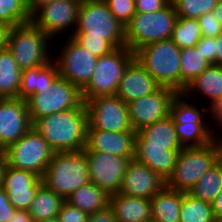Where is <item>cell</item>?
Here are the masks:
<instances>
[{"instance_id":"42","label":"cell","mask_w":222,"mask_h":222,"mask_svg":"<svg viewBox=\"0 0 222 222\" xmlns=\"http://www.w3.org/2000/svg\"><path fill=\"white\" fill-rule=\"evenodd\" d=\"M202 36L216 38L222 32V25L213 12L205 13L198 18Z\"/></svg>"},{"instance_id":"53","label":"cell","mask_w":222,"mask_h":222,"mask_svg":"<svg viewBox=\"0 0 222 222\" xmlns=\"http://www.w3.org/2000/svg\"><path fill=\"white\" fill-rule=\"evenodd\" d=\"M213 13L217 21L222 25V0H218L216 7L213 9Z\"/></svg>"},{"instance_id":"6","label":"cell","mask_w":222,"mask_h":222,"mask_svg":"<svg viewBox=\"0 0 222 222\" xmlns=\"http://www.w3.org/2000/svg\"><path fill=\"white\" fill-rule=\"evenodd\" d=\"M41 178L46 187L66 199L71 193L90 182L84 150L54 153Z\"/></svg>"},{"instance_id":"50","label":"cell","mask_w":222,"mask_h":222,"mask_svg":"<svg viewBox=\"0 0 222 222\" xmlns=\"http://www.w3.org/2000/svg\"><path fill=\"white\" fill-rule=\"evenodd\" d=\"M217 56L214 65L222 67V32L216 37Z\"/></svg>"},{"instance_id":"26","label":"cell","mask_w":222,"mask_h":222,"mask_svg":"<svg viewBox=\"0 0 222 222\" xmlns=\"http://www.w3.org/2000/svg\"><path fill=\"white\" fill-rule=\"evenodd\" d=\"M110 196L90 181L71 193L65 200L90 215L108 207Z\"/></svg>"},{"instance_id":"33","label":"cell","mask_w":222,"mask_h":222,"mask_svg":"<svg viewBox=\"0 0 222 222\" xmlns=\"http://www.w3.org/2000/svg\"><path fill=\"white\" fill-rule=\"evenodd\" d=\"M202 37L198 19L177 17L171 40L180 48L194 47Z\"/></svg>"},{"instance_id":"10","label":"cell","mask_w":222,"mask_h":222,"mask_svg":"<svg viewBox=\"0 0 222 222\" xmlns=\"http://www.w3.org/2000/svg\"><path fill=\"white\" fill-rule=\"evenodd\" d=\"M63 38L54 42L53 61L59 75L81 90L92 77L98 57L89 53L73 37Z\"/></svg>"},{"instance_id":"54","label":"cell","mask_w":222,"mask_h":222,"mask_svg":"<svg viewBox=\"0 0 222 222\" xmlns=\"http://www.w3.org/2000/svg\"><path fill=\"white\" fill-rule=\"evenodd\" d=\"M216 144H217V163L222 168V139L216 140Z\"/></svg>"},{"instance_id":"22","label":"cell","mask_w":222,"mask_h":222,"mask_svg":"<svg viewBox=\"0 0 222 222\" xmlns=\"http://www.w3.org/2000/svg\"><path fill=\"white\" fill-rule=\"evenodd\" d=\"M182 93L193 101H198L199 96L200 99L207 100L203 101L206 106H210L222 98V67L212 64L187 85Z\"/></svg>"},{"instance_id":"9","label":"cell","mask_w":222,"mask_h":222,"mask_svg":"<svg viewBox=\"0 0 222 222\" xmlns=\"http://www.w3.org/2000/svg\"><path fill=\"white\" fill-rule=\"evenodd\" d=\"M216 163V140L203 147L183 148L178 152L174 171L166 181V186L189 192L201 176Z\"/></svg>"},{"instance_id":"2","label":"cell","mask_w":222,"mask_h":222,"mask_svg":"<svg viewBox=\"0 0 222 222\" xmlns=\"http://www.w3.org/2000/svg\"><path fill=\"white\" fill-rule=\"evenodd\" d=\"M198 100L197 103L178 93L170 106V116L184 148L203 147L214 141L208 124V106Z\"/></svg>"},{"instance_id":"49","label":"cell","mask_w":222,"mask_h":222,"mask_svg":"<svg viewBox=\"0 0 222 222\" xmlns=\"http://www.w3.org/2000/svg\"><path fill=\"white\" fill-rule=\"evenodd\" d=\"M55 0H26V5L30 15H32L39 7L52 3Z\"/></svg>"},{"instance_id":"34","label":"cell","mask_w":222,"mask_h":222,"mask_svg":"<svg viewBox=\"0 0 222 222\" xmlns=\"http://www.w3.org/2000/svg\"><path fill=\"white\" fill-rule=\"evenodd\" d=\"M30 22L26 0H0V23L11 28Z\"/></svg>"},{"instance_id":"48","label":"cell","mask_w":222,"mask_h":222,"mask_svg":"<svg viewBox=\"0 0 222 222\" xmlns=\"http://www.w3.org/2000/svg\"><path fill=\"white\" fill-rule=\"evenodd\" d=\"M8 222H33V219L27 210H17Z\"/></svg>"},{"instance_id":"36","label":"cell","mask_w":222,"mask_h":222,"mask_svg":"<svg viewBox=\"0 0 222 222\" xmlns=\"http://www.w3.org/2000/svg\"><path fill=\"white\" fill-rule=\"evenodd\" d=\"M177 17L198 19L201 15L213 12L218 0H171Z\"/></svg>"},{"instance_id":"31","label":"cell","mask_w":222,"mask_h":222,"mask_svg":"<svg viewBox=\"0 0 222 222\" xmlns=\"http://www.w3.org/2000/svg\"><path fill=\"white\" fill-rule=\"evenodd\" d=\"M221 190L222 168L216 163L201 176L188 193L197 199L212 204Z\"/></svg>"},{"instance_id":"7","label":"cell","mask_w":222,"mask_h":222,"mask_svg":"<svg viewBox=\"0 0 222 222\" xmlns=\"http://www.w3.org/2000/svg\"><path fill=\"white\" fill-rule=\"evenodd\" d=\"M176 20L177 14L172 2L157 12H136L125 26L126 46L135 52L147 44L171 39Z\"/></svg>"},{"instance_id":"18","label":"cell","mask_w":222,"mask_h":222,"mask_svg":"<svg viewBox=\"0 0 222 222\" xmlns=\"http://www.w3.org/2000/svg\"><path fill=\"white\" fill-rule=\"evenodd\" d=\"M165 185L166 181L162 177L144 163L133 158L127 165L120 193L151 199Z\"/></svg>"},{"instance_id":"14","label":"cell","mask_w":222,"mask_h":222,"mask_svg":"<svg viewBox=\"0 0 222 222\" xmlns=\"http://www.w3.org/2000/svg\"><path fill=\"white\" fill-rule=\"evenodd\" d=\"M84 103L88 114L87 129L135 132L129 120L128 106L120 97L98 96Z\"/></svg>"},{"instance_id":"35","label":"cell","mask_w":222,"mask_h":222,"mask_svg":"<svg viewBox=\"0 0 222 222\" xmlns=\"http://www.w3.org/2000/svg\"><path fill=\"white\" fill-rule=\"evenodd\" d=\"M42 184V178L36 173L8 166L1 187L4 190H20L39 188Z\"/></svg>"},{"instance_id":"44","label":"cell","mask_w":222,"mask_h":222,"mask_svg":"<svg viewBox=\"0 0 222 222\" xmlns=\"http://www.w3.org/2000/svg\"><path fill=\"white\" fill-rule=\"evenodd\" d=\"M171 3V0H135L136 12L152 13L162 10Z\"/></svg>"},{"instance_id":"32","label":"cell","mask_w":222,"mask_h":222,"mask_svg":"<svg viewBox=\"0 0 222 222\" xmlns=\"http://www.w3.org/2000/svg\"><path fill=\"white\" fill-rule=\"evenodd\" d=\"M180 222H216L212 204L184 192L180 208Z\"/></svg>"},{"instance_id":"19","label":"cell","mask_w":222,"mask_h":222,"mask_svg":"<svg viewBox=\"0 0 222 222\" xmlns=\"http://www.w3.org/2000/svg\"><path fill=\"white\" fill-rule=\"evenodd\" d=\"M136 132H110L87 129L86 152L110 153L119 157H134Z\"/></svg>"},{"instance_id":"5","label":"cell","mask_w":222,"mask_h":222,"mask_svg":"<svg viewBox=\"0 0 222 222\" xmlns=\"http://www.w3.org/2000/svg\"><path fill=\"white\" fill-rule=\"evenodd\" d=\"M134 58L160 86L180 93L181 49L171 39L137 49Z\"/></svg>"},{"instance_id":"46","label":"cell","mask_w":222,"mask_h":222,"mask_svg":"<svg viewBox=\"0 0 222 222\" xmlns=\"http://www.w3.org/2000/svg\"><path fill=\"white\" fill-rule=\"evenodd\" d=\"M87 222H117L116 216L110 206L96 211L88 216Z\"/></svg>"},{"instance_id":"3","label":"cell","mask_w":222,"mask_h":222,"mask_svg":"<svg viewBox=\"0 0 222 222\" xmlns=\"http://www.w3.org/2000/svg\"><path fill=\"white\" fill-rule=\"evenodd\" d=\"M6 48L22 71L53 61L54 41L31 22L9 28Z\"/></svg>"},{"instance_id":"39","label":"cell","mask_w":222,"mask_h":222,"mask_svg":"<svg viewBox=\"0 0 222 222\" xmlns=\"http://www.w3.org/2000/svg\"><path fill=\"white\" fill-rule=\"evenodd\" d=\"M82 47L96 57H101L111 53L116 48L105 39L95 38H74Z\"/></svg>"},{"instance_id":"8","label":"cell","mask_w":222,"mask_h":222,"mask_svg":"<svg viewBox=\"0 0 222 222\" xmlns=\"http://www.w3.org/2000/svg\"><path fill=\"white\" fill-rule=\"evenodd\" d=\"M133 59L134 52L127 46L98 57L92 77L81 89L83 102L98 96L116 95L124 71Z\"/></svg>"},{"instance_id":"24","label":"cell","mask_w":222,"mask_h":222,"mask_svg":"<svg viewBox=\"0 0 222 222\" xmlns=\"http://www.w3.org/2000/svg\"><path fill=\"white\" fill-rule=\"evenodd\" d=\"M59 76L54 61L45 66L25 69L21 73L19 99L27 100L33 94L46 93L51 89L53 81Z\"/></svg>"},{"instance_id":"17","label":"cell","mask_w":222,"mask_h":222,"mask_svg":"<svg viewBox=\"0 0 222 222\" xmlns=\"http://www.w3.org/2000/svg\"><path fill=\"white\" fill-rule=\"evenodd\" d=\"M32 124L26 100L0 98V150L19 140Z\"/></svg>"},{"instance_id":"55","label":"cell","mask_w":222,"mask_h":222,"mask_svg":"<svg viewBox=\"0 0 222 222\" xmlns=\"http://www.w3.org/2000/svg\"><path fill=\"white\" fill-rule=\"evenodd\" d=\"M39 222H59L58 218H53V219H48V220H43Z\"/></svg>"},{"instance_id":"41","label":"cell","mask_w":222,"mask_h":222,"mask_svg":"<svg viewBox=\"0 0 222 222\" xmlns=\"http://www.w3.org/2000/svg\"><path fill=\"white\" fill-rule=\"evenodd\" d=\"M88 214L71 205L66 200L58 213L59 222H87Z\"/></svg>"},{"instance_id":"23","label":"cell","mask_w":222,"mask_h":222,"mask_svg":"<svg viewBox=\"0 0 222 222\" xmlns=\"http://www.w3.org/2000/svg\"><path fill=\"white\" fill-rule=\"evenodd\" d=\"M117 222H147L151 220V201L149 198L128 196L116 193L110 196Z\"/></svg>"},{"instance_id":"29","label":"cell","mask_w":222,"mask_h":222,"mask_svg":"<svg viewBox=\"0 0 222 222\" xmlns=\"http://www.w3.org/2000/svg\"><path fill=\"white\" fill-rule=\"evenodd\" d=\"M64 201L62 196L42 184L28 212L32 216L33 222L57 218Z\"/></svg>"},{"instance_id":"40","label":"cell","mask_w":222,"mask_h":222,"mask_svg":"<svg viewBox=\"0 0 222 222\" xmlns=\"http://www.w3.org/2000/svg\"><path fill=\"white\" fill-rule=\"evenodd\" d=\"M208 118H211V120L208 119V121H211L208 124H209V127L211 128V136L213 140L222 139V133H221L222 132V98L216 100L210 106H208Z\"/></svg>"},{"instance_id":"25","label":"cell","mask_w":222,"mask_h":222,"mask_svg":"<svg viewBox=\"0 0 222 222\" xmlns=\"http://www.w3.org/2000/svg\"><path fill=\"white\" fill-rule=\"evenodd\" d=\"M183 191L168 188L166 185L151 199V220L155 222H180V208Z\"/></svg>"},{"instance_id":"20","label":"cell","mask_w":222,"mask_h":222,"mask_svg":"<svg viewBox=\"0 0 222 222\" xmlns=\"http://www.w3.org/2000/svg\"><path fill=\"white\" fill-rule=\"evenodd\" d=\"M183 148L147 146V141L136 132L134 158L167 181L174 171L178 152Z\"/></svg>"},{"instance_id":"47","label":"cell","mask_w":222,"mask_h":222,"mask_svg":"<svg viewBox=\"0 0 222 222\" xmlns=\"http://www.w3.org/2000/svg\"><path fill=\"white\" fill-rule=\"evenodd\" d=\"M213 214L216 222L222 220V190L212 203Z\"/></svg>"},{"instance_id":"4","label":"cell","mask_w":222,"mask_h":222,"mask_svg":"<svg viewBox=\"0 0 222 222\" xmlns=\"http://www.w3.org/2000/svg\"><path fill=\"white\" fill-rule=\"evenodd\" d=\"M73 38L109 41L115 48L125 47V26L111 13L103 0H82Z\"/></svg>"},{"instance_id":"27","label":"cell","mask_w":222,"mask_h":222,"mask_svg":"<svg viewBox=\"0 0 222 222\" xmlns=\"http://www.w3.org/2000/svg\"><path fill=\"white\" fill-rule=\"evenodd\" d=\"M137 132L147 141V146L183 147L176 133L174 120L170 115Z\"/></svg>"},{"instance_id":"45","label":"cell","mask_w":222,"mask_h":222,"mask_svg":"<svg viewBox=\"0 0 222 222\" xmlns=\"http://www.w3.org/2000/svg\"><path fill=\"white\" fill-rule=\"evenodd\" d=\"M16 211L17 209L9 202L8 194L0 187V222H8Z\"/></svg>"},{"instance_id":"43","label":"cell","mask_w":222,"mask_h":222,"mask_svg":"<svg viewBox=\"0 0 222 222\" xmlns=\"http://www.w3.org/2000/svg\"><path fill=\"white\" fill-rule=\"evenodd\" d=\"M195 46L198 52L203 54L204 59L214 64L217 56L216 38L202 36Z\"/></svg>"},{"instance_id":"51","label":"cell","mask_w":222,"mask_h":222,"mask_svg":"<svg viewBox=\"0 0 222 222\" xmlns=\"http://www.w3.org/2000/svg\"><path fill=\"white\" fill-rule=\"evenodd\" d=\"M8 167L7 157L4 150H0V187L3 183V178L5 176L6 169Z\"/></svg>"},{"instance_id":"52","label":"cell","mask_w":222,"mask_h":222,"mask_svg":"<svg viewBox=\"0 0 222 222\" xmlns=\"http://www.w3.org/2000/svg\"><path fill=\"white\" fill-rule=\"evenodd\" d=\"M8 32L9 27L0 23V50L6 47Z\"/></svg>"},{"instance_id":"12","label":"cell","mask_w":222,"mask_h":222,"mask_svg":"<svg viewBox=\"0 0 222 222\" xmlns=\"http://www.w3.org/2000/svg\"><path fill=\"white\" fill-rule=\"evenodd\" d=\"M81 1L55 0L45 4L31 15V23L40 28L53 41L60 37H72L77 25Z\"/></svg>"},{"instance_id":"21","label":"cell","mask_w":222,"mask_h":222,"mask_svg":"<svg viewBox=\"0 0 222 222\" xmlns=\"http://www.w3.org/2000/svg\"><path fill=\"white\" fill-rule=\"evenodd\" d=\"M160 85L135 58L128 64L116 93L126 104L152 94Z\"/></svg>"},{"instance_id":"38","label":"cell","mask_w":222,"mask_h":222,"mask_svg":"<svg viewBox=\"0 0 222 222\" xmlns=\"http://www.w3.org/2000/svg\"><path fill=\"white\" fill-rule=\"evenodd\" d=\"M39 188L5 190L11 205L17 210H29Z\"/></svg>"},{"instance_id":"13","label":"cell","mask_w":222,"mask_h":222,"mask_svg":"<svg viewBox=\"0 0 222 222\" xmlns=\"http://www.w3.org/2000/svg\"><path fill=\"white\" fill-rule=\"evenodd\" d=\"M26 101L32 123L53 113L77 108L83 102L81 90L60 75L48 92L33 94Z\"/></svg>"},{"instance_id":"28","label":"cell","mask_w":222,"mask_h":222,"mask_svg":"<svg viewBox=\"0 0 222 222\" xmlns=\"http://www.w3.org/2000/svg\"><path fill=\"white\" fill-rule=\"evenodd\" d=\"M22 70L11 52L5 47L0 50V98H18Z\"/></svg>"},{"instance_id":"15","label":"cell","mask_w":222,"mask_h":222,"mask_svg":"<svg viewBox=\"0 0 222 222\" xmlns=\"http://www.w3.org/2000/svg\"><path fill=\"white\" fill-rule=\"evenodd\" d=\"M89 180L109 195L120 192L128 163L134 157H119L110 153L86 152Z\"/></svg>"},{"instance_id":"30","label":"cell","mask_w":222,"mask_h":222,"mask_svg":"<svg viewBox=\"0 0 222 222\" xmlns=\"http://www.w3.org/2000/svg\"><path fill=\"white\" fill-rule=\"evenodd\" d=\"M212 64L203 58L196 46L181 49L180 93Z\"/></svg>"},{"instance_id":"1","label":"cell","mask_w":222,"mask_h":222,"mask_svg":"<svg viewBox=\"0 0 222 222\" xmlns=\"http://www.w3.org/2000/svg\"><path fill=\"white\" fill-rule=\"evenodd\" d=\"M32 127L55 153L82 151L86 146L88 114L85 103L77 108L36 119Z\"/></svg>"},{"instance_id":"16","label":"cell","mask_w":222,"mask_h":222,"mask_svg":"<svg viewBox=\"0 0 222 222\" xmlns=\"http://www.w3.org/2000/svg\"><path fill=\"white\" fill-rule=\"evenodd\" d=\"M177 94L178 92L172 88L160 86L152 94L127 103L133 130L137 132L147 125L168 117L171 103Z\"/></svg>"},{"instance_id":"11","label":"cell","mask_w":222,"mask_h":222,"mask_svg":"<svg viewBox=\"0 0 222 222\" xmlns=\"http://www.w3.org/2000/svg\"><path fill=\"white\" fill-rule=\"evenodd\" d=\"M4 152L8 166L36 173L39 177L44 175L55 153L34 127Z\"/></svg>"},{"instance_id":"37","label":"cell","mask_w":222,"mask_h":222,"mask_svg":"<svg viewBox=\"0 0 222 222\" xmlns=\"http://www.w3.org/2000/svg\"><path fill=\"white\" fill-rule=\"evenodd\" d=\"M114 17L126 26L136 14L135 0H103Z\"/></svg>"}]
</instances>
